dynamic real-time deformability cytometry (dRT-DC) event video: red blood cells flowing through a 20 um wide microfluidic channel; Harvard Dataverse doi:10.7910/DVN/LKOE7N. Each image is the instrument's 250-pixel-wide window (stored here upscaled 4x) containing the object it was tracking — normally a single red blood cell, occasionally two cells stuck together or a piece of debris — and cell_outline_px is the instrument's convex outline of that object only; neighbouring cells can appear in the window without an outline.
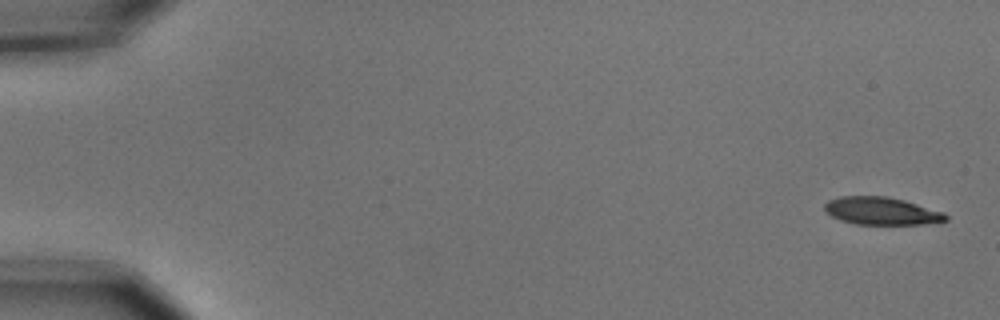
{"species": "common noctule bat (a hibernating species)", "species_latin": "Nyctalus noctula", "temperature_condition": "cold", "stored_images_in_passage": 6, "camera_frame_rate_fps": 3000, "um_per_image_px": 0.085, "animal": {"sex": "male", "body_mass_g": 15.6}, "frame": {"image": 1, "passage_image": 1, "time_ms": 0.0, "image_size_px": [1000, 320], "cell_outline_px": [[948, 220], [940, 224], [856, 224], [840, 220], [832, 216], [824, 208], [824, 204], [828, 200], [840, 196], [888, 196], [904, 200], [944, 212], [948, 216]], "centroid_in_image_um": [74.99, 17.94], "position_along_channel_um": 10.0, "area_um2": 19.71}}
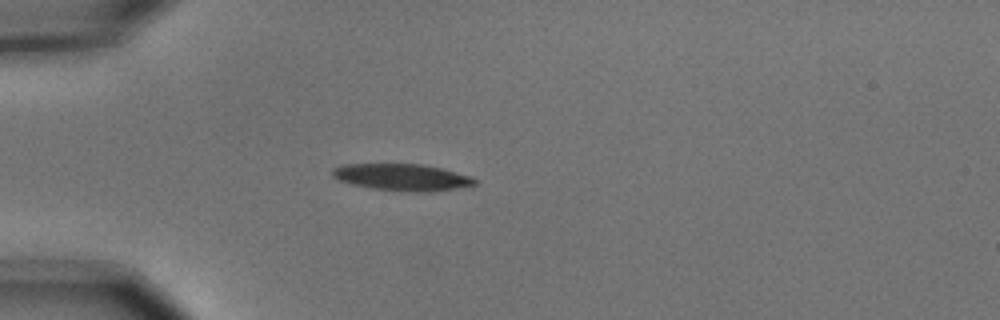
{"frame": {"image": 2, "passage_image": 5, "time_ms": 1.333, "image_size_px": [1000, 320], "cell_outline_px": [[476, 184], [472, 188], [432, 192], [412, 192], [372, 188], [352, 184], [336, 180], [332, 176], [332, 168], [340, 164], [420, 164], [440, 168], [472, 176], [476, 180]], "centroid_in_image_um": [34.24, 15.08], "position_along_channel_um": 50.8, "area_um2": 22.72}}